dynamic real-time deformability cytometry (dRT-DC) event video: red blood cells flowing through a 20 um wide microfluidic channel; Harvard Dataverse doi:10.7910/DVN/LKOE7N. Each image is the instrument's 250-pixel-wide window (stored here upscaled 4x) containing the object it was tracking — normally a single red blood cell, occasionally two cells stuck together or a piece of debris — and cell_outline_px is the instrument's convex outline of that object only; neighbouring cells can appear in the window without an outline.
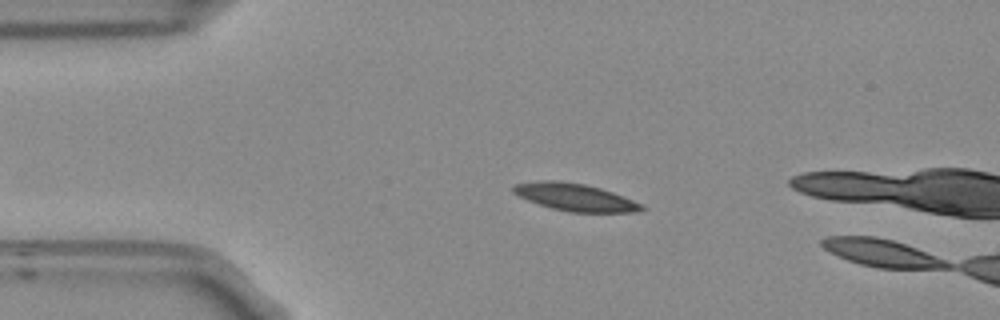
{"species": "Egyptian fruit bat (a non-hibernating species)", "species_latin": "Rousettus aegyptiacus", "temperature_condition": "room temperature", "stored_images_in_passage": 12, "camera_frame_rate_fps": 3000, "um_per_image_px": 0.085, "frame": {"image": 1, "passage_image": 10, "time_ms": 3.0, "image_size_px": [1000, 320], "cell_outline_px": [[648, 208], [636, 212], [568, 212], [552, 208], [528, 200], [512, 192], [512, 188], [516, 184], [536, 180], [560, 180], [584, 184], [600, 188], [624, 196]], "centroid_in_image_um": [48.87, 16.75], "position_along_channel_um": 36.1, "area_um2": 20.4}}